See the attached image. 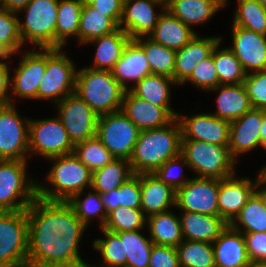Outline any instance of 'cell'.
<instances>
[{
	"label": "cell",
	"mask_w": 266,
	"mask_h": 267,
	"mask_svg": "<svg viewBox=\"0 0 266 267\" xmlns=\"http://www.w3.org/2000/svg\"><path fill=\"white\" fill-rule=\"evenodd\" d=\"M130 40L129 35L119 27L110 34L88 41L86 44H98L94 56V64L88 68L111 71L116 62L122 57L124 48Z\"/></svg>",
	"instance_id": "obj_31"
},
{
	"label": "cell",
	"mask_w": 266,
	"mask_h": 267,
	"mask_svg": "<svg viewBox=\"0 0 266 267\" xmlns=\"http://www.w3.org/2000/svg\"><path fill=\"white\" fill-rule=\"evenodd\" d=\"M82 8L79 0H59L55 28V49H63L69 36L78 39Z\"/></svg>",
	"instance_id": "obj_33"
},
{
	"label": "cell",
	"mask_w": 266,
	"mask_h": 267,
	"mask_svg": "<svg viewBox=\"0 0 266 267\" xmlns=\"http://www.w3.org/2000/svg\"><path fill=\"white\" fill-rule=\"evenodd\" d=\"M263 123V110L252 108L242 117L230 122L229 151L237 161V155L251 151L261 143V126Z\"/></svg>",
	"instance_id": "obj_20"
},
{
	"label": "cell",
	"mask_w": 266,
	"mask_h": 267,
	"mask_svg": "<svg viewBox=\"0 0 266 267\" xmlns=\"http://www.w3.org/2000/svg\"><path fill=\"white\" fill-rule=\"evenodd\" d=\"M117 232L123 243L124 257H127V267H149L150 253L153 241L140 232Z\"/></svg>",
	"instance_id": "obj_38"
},
{
	"label": "cell",
	"mask_w": 266,
	"mask_h": 267,
	"mask_svg": "<svg viewBox=\"0 0 266 267\" xmlns=\"http://www.w3.org/2000/svg\"><path fill=\"white\" fill-rule=\"evenodd\" d=\"M95 1H97V0H79V2L82 4V6L91 5Z\"/></svg>",
	"instance_id": "obj_59"
},
{
	"label": "cell",
	"mask_w": 266,
	"mask_h": 267,
	"mask_svg": "<svg viewBox=\"0 0 266 267\" xmlns=\"http://www.w3.org/2000/svg\"><path fill=\"white\" fill-rule=\"evenodd\" d=\"M27 210L0 211V267H27Z\"/></svg>",
	"instance_id": "obj_7"
},
{
	"label": "cell",
	"mask_w": 266,
	"mask_h": 267,
	"mask_svg": "<svg viewBox=\"0 0 266 267\" xmlns=\"http://www.w3.org/2000/svg\"><path fill=\"white\" fill-rule=\"evenodd\" d=\"M215 267H250L243 233L229 224L212 243Z\"/></svg>",
	"instance_id": "obj_22"
},
{
	"label": "cell",
	"mask_w": 266,
	"mask_h": 267,
	"mask_svg": "<svg viewBox=\"0 0 266 267\" xmlns=\"http://www.w3.org/2000/svg\"><path fill=\"white\" fill-rule=\"evenodd\" d=\"M125 92L109 70L84 67L76 72L74 93L98 116L121 110Z\"/></svg>",
	"instance_id": "obj_4"
},
{
	"label": "cell",
	"mask_w": 266,
	"mask_h": 267,
	"mask_svg": "<svg viewBox=\"0 0 266 267\" xmlns=\"http://www.w3.org/2000/svg\"><path fill=\"white\" fill-rule=\"evenodd\" d=\"M8 103L0 106V160H24L29 154V121Z\"/></svg>",
	"instance_id": "obj_12"
},
{
	"label": "cell",
	"mask_w": 266,
	"mask_h": 267,
	"mask_svg": "<svg viewBox=\"0 0 266 267\" xmlns=\"http://www.w3.org/2000/svg\"><path fill=\"white\" fill-rule=\"evenodd\" d=\"M57 105V113L73 145L96 136L98 115L77 94L72 93Z\"/></svg>",
	"instance_id": "obj_13"
},
{
	"label": "cell",
	"mask_w": 266,
	"mask_h": 267,
	"mask_svg": "<svg viewBox=\"0 0 266 267\" xmlns=\"http://www.w3.org/2000/svg\"><path fill=\"white\" fill-rule=\"evenodd\" d=\"M177 165H179V166L181 165V167L182 166L189 167L186 159L180 154L177 157H174V158L169 159L168 161H166L160 168H158L153 173L161 181H163L167 185H170L175 191L177 189L183 187L189 181V179H187V180L183 179V175H182L183 170H182V168L180 169L181 170V174L179 172L175 173L177 171L174 170V169H176V167H178Z\"/></svg>",
	"instance_id": "obj_50"
},
{
	"label": "cell",
	"mask_w": 266,
	"mask_h": 267,
	"mask_svg": "<svg viewBox=\"0 0 266 267\" xmlns=\"http://www.w3.org/2000/svg\"><path fill=\"white\" fill-rule=\"evenodd\" d=\"M101 230L105 239H95L93 243V248L100 251L104 260L103 266L101 264L99 267H127V257H124L123 243L120 236L104 228H101ZM90 266L96 267L94 265Z\"/></svg>",
	"instance_id": "obj_47"
},
{
	"label": "cell",
	"mask_w": 266,
	"mask_h": 267,
	"mask_svg": "<svg viewBox=\"0 0 266 267\" xmlns=\"http://www.w3.org/2000/svg\"><path fill=\"white\" fill-rule=\"evenodd\" d=\"M228 0H171L166 9L189 27L210 20ZM192 25V26H191Z\"/></svg>",
	"instance_id": "obj_29"
},
{
	"label": "cell",
	"mask_w": 266,
	"mask_h": 267,
	"mask_svg": "<svg viewBox=\"0 0 266 267\" xmlns=\"http://www.w3.org/2000/svg\"><path fill=\"white\" fill-rule=\"evenodd\" d=\"M261 143L262 147L266 149V110H263V123L261 126Z\"/></svg>",
	"instance_id": "obj_57"
},
{
	"label": "cell",
	"mask_w": 266,
	"mask_h": 267,
	"mask_svg": "<svg viewBox=\"0 0 266 267\" xmlns=\"http://www.w3.org/2000/svg\"><path fill=\"white\" fill-rule=\"evenodd\" d=\"M182 212L181 231L186 240L213 243L228 226L220 216Z\"/></svg>",
	"instance_id": "obj_26"
},
{
	"label": "cell",
	"mask_w": 266,
	"mask_h": 267,
	"mask_svg": "<svg viewBox=\"0 0 266 267\" xmlns=\"http://www.w3.org/2000/svg\"><path fill=\"white\" fill-rule=\"evenodd\" d=\"M150 239L155 245L177 247L184 239L181 231L180 217L170 211L147 217Z\"/></svg>",
	"instance_id": "obj_32"
},
{
	"label": "cell",
	"mask_w": 266,
	"mask_h": 267,
	"mask_svg": "<svg viewBox=\"0 0 266 267\" xmlns=\"http://www.w3.org/2000/svg\"><path fill=\"white\" fill-rule=\"evenodd\" d=\"M219 179L195 177L176 190L175 207L181 211L219 216Z\"/></svg>",
	"instance_id": "obj_14"
},
{
	"label": "cell",
	"mask_w": 266,
	"mask_h": 267,
	"mask_svg": "<svg viewBox=\"0 0 266 267\" xmlns=\"http://www.w3.org/2000/svg\"><path fill=\"white\" fill-rule=\"evenodd\" d=\"M119 26L105 13L97 11L91 5L82 8L80 16L78 41L85 44L97 37L116 31Z\"/></svg>",
	"instance_id": "obj_35"
},
{
	"label": "cell",
	"mask_w": 266,
	"mask_h": 267,
	"mask_svg": "<svg viewBox=\"0 0 266 267\" xmlns=\"http://www.w3.org/2000/svg\"><path fill=\"white\" fill-rule=\"evenodd\" d=\"M177 84L176 81L168 76L161 74H149L136 84L130 87V92L148 102L164 107L174 118L178 114L170 107L171 89L170 85Z\"/></svg>",
	"instance_id": "obj_30"
},
{
	"label": "cell",
	"mask_w": 266,
	"mask_h": 267,
	"mask_svg": "<svg viewBox=\"0 0 266 267\" xmlns=\"http://www.w3.org/2000/svg\"><path fill=\"white\" fill-rule=\"evenodd\" d=\"M8 89H10V73L9 66L6 62L0 61V106L11 103V95L9 96Z\"/></svg>",
	"instance_id": "obj_54"
},
{
	"label": "cell",
	"mask_w": 266,
	"mask_h": 267,
	"mask_svg": "<svg viewBox=\"0 0 266 267\" xmlns=\"http://www.w3.org/2000/svg\"><path fill=\"white\" fill-rule=\"evenodd\" d=\"M48 159L54 163L46 177L52 187L42 186L38 182V198L67 202L74 194L84 191L86 187L89 186L88 188L91 189L92 172L73 153Z\"/></svg>",
	"instance_id": "obj_3"
},
{
	"label": "cell",
	"mask_w": 266,
	"mask_h": 267,
	"mask_svg": "<svg viewBox=\"0 0 266 267\" xmlns=\"http://www.w3.org/2000/svg\"><path fill=\"white\" fill-rule=\"evenodd\" d=\"M92 191H94L92 193ZM87 193L86 197L82 200L80 196L82 192L74 194L67 203L73 208L76 216L81 220V222L88 227L92 217L100 216V227L103 228L107 213L104 209L103 202L101 201V194L95 190Z\"/></svg>",
	"instance_id": "obj_45"
},
{
	"label": "cell",
	"mask_w": 266,
	"mask_h": 267,
	"mask_svg": "<svg viewBox=\"0 0 266 267\" xmlns=\"http://www.w3.org/2000/svg\"><path fill=\"white\" fill-rule=\"evenodd\" d=\"M181 155L189 169L204 178L224 179L235 174L236 160L229 147L196 140H181Z\"/></svg>",
	"instance_id": "obj_5"
},
{
	"label": "cell",
	"mask_w": 266,
	"mask_h": 267,
	"mask_svg": "<svg viewBox=\"0 0 266 267\" xmlns=\"http://www.w3.org/2000/svg\"><path fill=\"white\" fill-rule=\"evenodd\" d=\"M140 188L141 210L146 217L175 206L176 191L153 173L140 174Z\"/></svg>",
	"instance_id": "obj_24"
},
{
	"label": "cell",
	"mask_w": 266,
	"mask_h": 267,
	"mask_svg": "<svg viewBox=\"0 0 266 267\" xmlns=\"http://www.w3.org/2000/svg\"><path fill=\"white\" fill-rule=\"evenodd\" d=\"M19 66L10 77V89L22 99H37V91L46 70V48L22 54Z\"/></svg>",
	"instance_id": "obj_17"
},
{
	"label": "cell",
	"mask_w": 266,
	"mask_h": 267,
	"mask_svg": "<svg viewBox=\"0 0 266 267\" xmlns=\"http://www.w3.org/2000/svg\"><path fill=\"white\" fill-rule=\"evenodd\" d=\"M197 34L182 49L176 51L175 69L173 79L177 85L184 84L193 72L195 66L212 54L213 49L221 40V37L199 38Z\"/></svg>",
	"instance_id": "obj_23"
},
{
	"label": "cell",
	"mask_w": 266,
	"mask_h": 267,
	"mask_svg": "<svg viewBox=\"0 0 266 267\" xmlns=\"http://www.w3.org/2000/svg\"><path fill=\"white\" fill-rule=\"evenodd\" d=\"M233 26H240L256 33L266 35V11L259 0H237Z\"/></svg>",
	"instance_id": "obj_44"
},
{
	"label": "cell",
	"mask_w": 266,
	"mask_h": 267,
	"mask_svg": "<svg viewBox=\"0 0 266 267\" xmlns=\"http://www.w3.org/2000/svg\"><path fill=\"white\" fill-rule=\"evenodd\" d=\"M250 267H266V262H252Z\"/></svg>",
	"instance_id": "obj_58"
},
{
	"label": "cell",
	"mask_w": 266,
	"mask_h": 267,
	"mask_svg": "<svg viewBox=\"0 0 266 267\" xmlns=\"http://www.w3.org/2000/svg\"><path fill=\"white\" fill-rule=\"evenodd\" d=\"M140 131L155 129L169 124L174 117L164 108L125 92L121 109Z\"/></svg>",
	"instance_id": "obj_21"
},
{
	"label": "cell",
	"mask_w": 266,
	"mask_h": 267,
	"mask_svg": "<svg viewBox=\"0 0 266 267\" xmlns=\"http://www.w3.org/2000/svg\"><path fill=\"white\" fill-rule=\"evenodd\" d=\"M229 225L242 233L266 232V210L255 193Z\"/></svg>",
	"instance_id": "obj_40"
},
{
	"label": "cell",
	"mask_w": 266,
	"mask_h": 267,
	"mask_svg": "<svg viewBox=\"0 0 266 267\" xmlns=\"http://www.w3.org/2000/svg\"><path fill=\"white\" fill-rule=\"evenodd\" d=\"M261 171V174L264 178H266V165L263 166V168L260 170Z\"/></svg>",
	"instance_id": "obj_61"
},
{
	"label": "cell",
	"mask_w": 266,
	"mask_h": 267,
	"mask_svg": "<svg viewBox=\"0 0 266 267\" xmlns=\"http://www.w3.org/2000/svg\"><path fill=\"white\" fill-rule=\"evenodd\" d=\"M61 49L46 48V70L39 83L37 99L59 103L74 93L76 68Z\"/></svg>",
	"instance_id": "obj_9"
},
{
	"label": "cell",
	"mask_w": 266,
	"mask_h": 267,
	"mask_svg": "<svg viewBox=\"0 0 266 267\" xmlns=\"http://www.w3.org/2000/svg\"><path fill=\"white\" fill-rule=\"evenodd\" d=\"M231 36L233 46L229 49L247 74L266 69V35L233 26Z\"/></svg>",
	"instance_id": "obj_19"
},
{
	"label": "cell",
	"mask_w": 266,
	"mask_h": 267,
	"mask_svg": "<svg viewBox=\"0 0 266 267\" xmlns=\"http://www.w3.org/2000/svg\"><path fill=\"white\" fill-rule=\"evenodd\" d=\"M134 40L142 47L152 74H161L173 78L176 51L155 43L149 37H139Z\"/></svg>",
	"instance_id": "obj_37"
},
{
	"label": "cell",
	"mask_w": 266,
	"mask_h": 267,
	"mask_svg": "<svg viewBox=\"0 0 266 267\" xmlns=\"http://www.w3.org/2000/svg\"><path fill=\"white\" fill-rule=\"evenodd\" d=\"M156 5L164 9L155 12ZM166 10V5L158 0H124L123 15L119 27L123 29L131 39L148 37ZM124 25V26H123Z\"/></svg>",
	"instance_id": "obj_16"
},
{
	"label": "cell",
	"mask_w": 266,
	"mask_h": 267,
	"mask_svg": "<svg viewBox=\"0 0 266 267\" xmlns=\"http://www.w3.org/2000/svg\"><path fill=\"white\" fill-rule=\"evenodd\" d=\"M26 164L24 160H0V211L27 210L37 198V182L27 177Z\"/></svg>",
	"instance_id": "obj_6"
},
{
	"label": "cell",
	"mask_w": 266,
	"mask_h": 267,
	"mask_svg": "<svg viewBox=\"0 0 266 267\" xmlns=\"http://www.w3.org/2000/svg\"><path fill=\"white\" fill-rule=\"evenodd\" d=\"M217 43L213 49V59L219 77V85L241 84L244 83L247 73L234 53L227 47L219 49Z\"/></svg>",
	"instance_id": "obj_41"
},
{
	"label": "cell",
	"mask_w": 266,
	"mask_h": 267,
	"mask_svg": "<svg viewBox=\"0 0 266 267\" xmlns=\"http://www.w3.org/2000/svg\"><path fill=\"white\" fill-rule=\"evenodd\" d=\"M140 129L122 111L98 117L96 136L115 159L130 160Z\"/></svg>",
	"instance_id": "obj_10"
},
{
	"label": "cell",
	"mask_w": 266,
	"mask_h": 267,
	"mask_svg": "<svg viewBox=\"0 0 266 267\" xmlns=\"http://www.w3.org/2000/svg\"><path fill=\"white\" fill-rule=\"evenodd\" d=\"M31 0H2V8L18 13L22 10Z\"/></svg>",
	"instance_id": "obj_55"
},
{
	"label": "cell",
	"mask_w": 266,
	"mask_h": 267,
	"mask_svg": "<svg viewBox=\"0 0 266 267\" xmlns=\"http://www.w3.org/2000/svg\"><path fill=\"white\" fill-rule=\"evenodd\" d=\"M27 267H83L79 243L86 226L64 201L36 198L27 209Z\"/></svg>",
	"instance_id": "obj_1"
},
{
	"label": "cell",
	"mask_w": 266,
	"mask_h": 267,
	"mask_svg": "<svg viewBox=\"0 0 266 267\" xmlns=\"http://www.w3.org/2000/svg\"><path fill=\"white\" fill-rule=\"evenodd\" d=\"M212 91H219L216 113H211L229 122L242 117L253 107L244 83L218 85Z\"/></svg>",
	"instance_id": "obj_28"
},
{
	"label": "cell",
	"mask_w": 266,
	"mask_h": 267,
	"mask_svg": "<svg viewBox=\"0 0 266 267\" xmlns=\"http://www.w3.org/2000/svg\"><path fill=\"white\" fill-rule=\"evenodd\" d=\"M101 201L107 214L119 206L141 209L140 174H134L119 188L101 194Z\"/></svg>",
	"instance_id": "obj_36"
},
{
	"label": "cell",
	"mask_w": 266,
	"mask_h": 267,
	"mask_svg": "<svg viewBox=\"0 0 266 267\" xmlns=\"http://www.w3.org/2000/svg\"><path fill=\"white\" fill-rule=\"evenodd\" d=\"M176 249L180 267H215L212 243L184 239Z\"/></svg>",
	"instance_id": "obj_42"
},
{
	"label": "cell",
	"mask_w": 266,
	"mask_h": 267,
	"mask_svg": "<svg viewBox=\"0 0 266 267\" xmlns=\"http://www.w3.org/2000/svg\"><path fill=\"white\" fill-rule=\"evenodd\" d=\"M251 262H266V232L243 233Z\"/></svg>",
	"instance_id": "obj_52"
},
{
	"label": "cell",
	"mask_w": 266,
	"mask_h": 267,
	"mask_svg": "<svg viewBox=\"0 0 266 267\" xmlns=\"http://www.w3.org/2000/svg\"><path fill=\"white\" fill-rule=\"evenodd\" d=\"M259 2L262 8L266 11V0H259Z\"/></svg>",
	"instance_id": "obj_60"
},
{
	"label": "cell",
	"mask_w": 266,
	"mask_h": 267,
	"mask_svg": "<svg viewBox=\"0 0 266 267\" xmlns=\"http://www.w3.org/2000/svg\"><path fill=\"white\" fill-rule=\"evenodd\" d=\"M244 85L254 109L266 110V69L248 73Z\"/></svg>",
	"instance_id": "obj_49"
},
{
	"label": "cell",
	"mask_w": 266,
	"mask_h": 267,
	"mask_svg": "<svg viewBox=\"0 0 266 267\" xmlns=\"http://www.w3.org/2000/svg\"><path fill=\"white\" fill-rule=\"evenodd\" d=\"M182 129L174 118L169 124L140 131L131 159L134 174L154 173L166 161L181 154Z\"/></svg>",
	"instance_id": "obj_2"
},
{
	"label": "cell",
	"mask_w": 266,
	"mask_h": 267,
	"mask_svg": "<svg viewBox=\"0 0 266 267\" xmlns=\"http://www.w3.org/2000/svg\"><path fill=\"white\" fill-rule=\"evenodd\" d=\"M196 35V32L191 27L174 17L166 9L160 16L154 31L148 37L155 43L178 51Z\"/></svg>",
	"instance_id": "obj_27"
},
{
	"label": "cell",
	"mask_w": 266,
	"mask_h": 267,
	"mask_svg": "<svg viewBox=\"0 0 266 267\" xmlns=\"http://www.w3.org/2000/svg\"><path fill=\"white\" fill-rule=\"evenodd\" d=\"M160 2H162L163 4H165L167 6V4L171 1V0H158Z\"/></svg>",
	"instance_id": "obj_62"
},
{
	"label": "cell",
	"mask_w": 266,
	"mask_h": 267,
	"mask_svg": "<svg viewBox=\"0 0 266 267\" xmlns=\"http://www.w3.org/2000/svg\"><path fill=\"white\" fill-rule=\"evenodd\" d=\"M146 220L147 217L141 209L119 206L107 214L103 228L115 233L142 230Z\"/></svg>",
	"instance_id": "obj_46"
},
{
	"label": "cell",
	"mask_w": 266,
	"mask_h": 267,
	"mask_svg": "<svg viewBox=\"0 0 266 267\" xmlns=\"http://www.w3.org/2000/svg\"><path fill=\"white\" fill-rule=\"evenodd\" d=\"M261 185H264L260 188ZM266 178L262 177L255 188V194L260 198L264 209L266 210Z\"/></svg>",
	"instance_id": "obj_56"
},
{
	"label": "cell",
	"mask_w": 266,
	"mask_h": 267,
	"mask_svg": "<svg viewBox=\"0 0 266 267\" xmlns=\"http://www.w3.org/2000/svg\"><path fill=\"white\" fill-rule=\"evenodd\" d=\"M149 267H180L176 247L154 244L150 253Z\"/></svg>",
	"instance_id": "obj_51"
},
{
	"label": "cell",
	"mask_w": 266,
	"mask_h": 267,
	"mask_svg": "<svg viewBox=\"0 0 266 267\" xmlns=\"http://www.w3.org/2000/svg\"><path fill=\"white\" fill-rule=\"evenodd\" d=\"M134 175L129 160L114 159L105 167L92 173L91 190L100 194L119 188Z\"/></svg>",
	"instance_id": "obj_34"
},
{
	"label": "cell",
	"mask_w": 266,
	"mask_h": 267,
	"mask_svg": "<svg viewBox=\"0 0 266 267\" xmlns=\"http://www.w3.org/2000/svg\"><path fill=\"white\" fill-rule=\"evenodd\" d=\"M74 145L60 118L29 121V154L48 159L73 153Z\"/></svg>",
	"instance_id": "obj_11"
},
{
	"label": "cell",
	"mask_w": 266,
	"mask_h": 267,
	"mask_svg": "<svg viewBox=\"0 0 266 267\" xmlns=\"http://www.w3.org/2000/svg\"><path fill=\"white\" fill-rule=\"evenodd\" d=\"M234 175L219 179V216L227 224H230L245 206L255 192L258 181L263 177L261 171L255 180L256 182L246 177L238 179Z\"/></svg>",
	"instance_id": "obj_18"
},
{
	"label": "cell",
	"mask_w": 266,
	"mask_h": 267,
	"mask_svg": "<svg viewBox=\"0 0 266 267\" xmlns=\"http://www.w3.org/2000/svg\"><path fill=\"white\" fill-rule=\"evenodd\" d=\"M59 0H31L22 10L26 16L19 20L23 43L26 41L41 48H55V28Z\"/></svg>",
	"instance_id": "obj_8"
},
{
	"label": "cell",
	"mask_w": 266,
	"mask_h": 267,
	"mask_svg": "<svg viewBox=\"0 0 266 267\" xmlns=\"http://www.w3.org/2000/svg\"><path fill=\"white\" fill-rule=\"evenodd\" d=\"M0 8H2V0H0Z\"/></svg>",
	"instance_id": "obj_63"
},
{
	"label": "cell",
	"mask_w": 266,
	"mask_h": 267,
	"mask_svg": "<svg viewBox=\"0 0 266 267\" xmlns=\"http://www.w3.org/2000/svg\"><path fill=\"white\" fill-rule=\"evenodd\" d=\"M124 0H97L91 6L101 13L109 16L118 26L123 15Z\"/></svg>",
	"instance_id": "obj_53"
},
{
	"label": "cell",
	"mask_w": 266,
	"mask_h": 267,
	"mask_svg": "<svg viewBox=\"0 0 266 267\" xmlns=\"http://www.w3.org/2000/svg\"><path fill=\"white\" fill-rule=\"evenodd\" d=\"M111 72L126 91L130 90L127 84L129 80L136 84L152 74L142 47L134 39H131L124 48L122 57L116 62Z\"/></svg>",
	"instance_id": "obj_25"
},
{
	"label": "cell",
	"mask_w": 266,
	"mask_h": 267,
	"mask_svg": "<svg viewBox=\"0 0 266 267\" xmlns=\"http://www.w3.org/2000/svg\"><path fill=\"white\" fill-rule=\"evenodd\" d=\"M17 13L0 8V59L8 60L16 52H21L23 44Z\"/></svg>",
	"instance_id": "obj_39"
},
{
	"label": "cell",
	"mask_w": 266,
	"mask_h": 267,
	"mask_svg": "<svg viewBox=\"0 0 266 267\" xmlns=\"http://www.w3.org/2000/svg\"><path fill=\"white\" fill-rule=\"evenodd\" d=\"M190 81L193 85L200 87L204 91H211L219 85L216 66L212 54L200 61L194 68L189 78L184 82Z\"/></svg>",
	"instance_id": "obj_48"
},
{
	"label": "cell",
	"mask_w": 266,
	"mask_h": 267,
	"mask_svg": "<svg viewBox=\"0 0 266 267\" xmlns=\"http://www.w3.org/2000/svg\"><path fill=\"white\" fill-rule=\"evenodd\" d=\"M182 129V140H196L206 143L228 146L230 122L211 113H199L194 116L177 115Z\"/></svg>",
	"instance_id": "obj_15"
},
{
	"label": "cell",
	"mask_w": 266,
	"mask_h": 267,
	"mask_svg": "<svg viewBox=\"0 0 266 267\" xmlns=\"http://www.w3.org/2000/svg\"><path fill=\"white\" fill-rule=\"evenodd\" d=\"M73 154L92 173L105 167L115 159L97 136L75 144Z\"/></svg>",
	"instance_id": "obj_43"
}]
</instances>
